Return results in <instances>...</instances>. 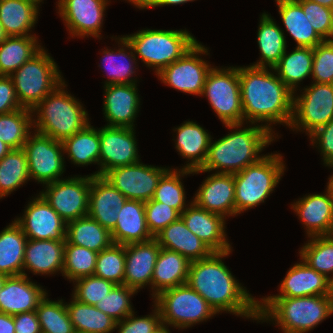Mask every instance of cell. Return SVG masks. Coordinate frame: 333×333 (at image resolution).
I'll use <instances>...</instances> for the list:
<instances>
[{
  "mask_svg": "<svg viewBox=\"0 0 333 333\" xmlns=\"http://www.w3.org/2000/svg\"><path fill=\"white\" fill-rule=\"evenodd\" d=\"M231 250L213 252L209 257L191 261L187 284L198 292L216 313L228 311L258 320L259 301L235 280L222 258Z\"/></svg>",
  "mask_w": 333,
  "mask_h": 333,
  "instance_id": "obj_1",
  "label": "cell"
},
{
  "mask_svg": "<svg viewBox=\"0 0 333 333\" xmlns=\"http://www.w3.org/2000/svg\"><path fill=\"white\" fill-rule=\"evenodd\" d=\"M240 94L244 121L285 123L293 115V92L284 82L264 67H240Z\"/></svg>",
  "mask_w": 333,
  "mask_h": 333,
  "instance_id": "obj_2",
  "label": "cell"
},
{
  "mask_svg": "<svg viewBox=\"0 0 333 333\" xmlns=\"http://www.w3.org/2000/svg\"><path fill=\"white\" fill-rule=\"evenodd\" d=\"M273 140L269 124L235 130L213 144L210 142L205 163L193 173L216 169L224 174L240 172L262 158L259 152Z\"/></svg>",
  "mask_w": 333,
  "mask_h": 333,
  "instance_id": "obj_3",
  "label": "cell"
},
{
  "mask_svg": "<svg viewBox=\"0 0 333 333\" xmlns=\"http://www.w3.org/2000/svg\"><path fill=\"white\" fill-rule=\"evenodd\" d=\"M258 303V320L277 321L284 333H305L333 314L327 295L267 297ZM271 318V319H270Z\"/></svg>",
  "mask_w": 333,
  "mask_h": 333,
  "instance_id": "obj_4",
  "label": "cell"
},
{
  "mask_svg": "<svg viewBox=\"0 0 333 333\" xmlns=\"http://www.w3.org/2000/svg\"><path fill=\"white\" fill-rule=\"evenodd\" d=\"M64 84H59L31 109L38 112L37 120L33 119L36 132L58 141L71 137L89 124L87 112L80 102L62 89Z\"/></svg>",
  "mask_w": 333,
  "mask_h": 333,
  "instance_id": "obj_5",
  "label": "cell"
},
{
  "mask_svg": "<svg viewBox=\"0 0 333 333\" xmlns=\"http://www.w3.org/2000/svg\"><path fill=\"white\" fill-rule=\"evenodd\" d=\"M156 74L181 58L198 41L186 30H142L123 37Z\"/></svg>",
  "mask_w": 333,
  "mask_h": 333,
  "instance_id": "obj_6",
  "label": "cell"
},
{
  "mask_svg": "<svg viewBox=\"0 0 333 333\" xmlns=\"http://www.w3.org/2000/svg\"><path fill=\"white\" fill-rule=\"evenodd\" d=\"M280 154L264 155L240 172L234 173L235 215L264 202L284 172Z\"/></svg>",
  "mask_w": 333,
  "mask_h": 333,
  "instance_id": "obj_7",
  "label": "cell"
},
{
  "mask_svg": "<svg viewBox=\"0 0 333 333\" xmlns=\"http://www.w3.org/2000/svg\"><path fill=\"white\" fill-rule=\"evenodd\" d=\"M59 73L52 57L42 48L10 75L19 104L33 109L62 83Z\"/></svg>",
  "mask_w": 333,
  "mask_h": 333,
  "instance_id": "obj_8",
  "label": "cell"
},
{
  "mask_svg": "<svg viewBox=\"0 0 333 333\" xmlns=\"http://www.w3.org/2000/svg\"><path fill=\"white\" fill-rule=\"evenodd\" d=\"M201 95H206L210 105L226 127L239 128L243 124V107L240 94L239 67L211 68Z\"/></svg>",
  "mask_w": 333,
  "mask_h": 333,
  "instance_id": "obj_9",
  "label": "cell"
},
{
  "mask_svg": "<svg viewBox=\"0 0 333 333\" xmlns=\"http://www.w3.org/2000/svg\"><path fill=\"white\" fill-rule=\"evenodd\" d=\"M163 324L187 328L215 315V310L188 284L160 292L154 297Z\"/></svg>",
  "mask_w": 333,
  "mask_h": 333,
  "instance_id": "obj_10",
  "label": "cell"
},
{
  "mask_svg": "<svg viewBox=\"0 0 333 333\" xmlns=\"http://www.w3.org/2000/svg\"><path fill=\"white\" fill-rule=\"evenodd\" d=\"M304 90L303 95L293 98L290 126L302 127L310 135L333 119V84L314 82Z\"/></svg>",
  "mask_w": 333,
  "mask_h": 333,
  "instance_id": "obj_11",
  "label": "cell"
},
{
  "mask_svg": "<svg viewBox=\"0 0 333 333\" xmlns=\"http://www.w3.org/2000/svg\"><path fill=\"white\" fill-rule=\"evenodd\" d=\"M91 176L57 180L46 184L43 198L67 224L88 215Z\"/></svg>",
  "mask_w": 333,
  "mask_h": 333,
  "instance_id": "obj_12",
  "label": "cell"
},
{
  "mask_svg": "<svg viewBox=\"0 0 333 333\" xmlns=\"http://www.w3.org/2000/svg\"><path fill=\"white\" fill-rule=\"evenodd\" d=\"M25 152L30 179L43 184L55 182L64 172L62 141L37 132L29 135L22 148Z\"/></svg>",
  "mask_w": 333,
  "mask_h": 333,
  "instance_id": "obj_13",
  "label": "cell"
},
{
  "mask_svg": "<svg viewBox=\"0 0 333 333\" xmlns=\"http://www.w3.org/2000/svg\"><path fill=\"white\" fill-rule=\"evenodd\" d=\"M166 168L144 165L140 162L107 171L103 177L127 200L150 201Z\"/></svg>",
  "mask_w": 333,
  "mask_h": 333,
  "instance_id": "obj_14",
  "label": "cell"
},
{
  "mask_svg": "<svg viewBox=\"0 0 333 333\" xmlns=\"http://www.w3.org/2000/svg\"><path fill=\"white\" fill-rule=\"evenodd\" d=\"M207 52V49L197 42L181 58L163 68L157 75L163 83L176 90L201 95L206 76L212 67L197 55Z\"/></svg>",
  "mask_w": 333,
  "mask_h": 333,
  "instance_id": "obj_15",
  "label": "cell"
},
{
  "mask_svg": "<svg viewBox=\"0 0 333 333\" xmlns=\"http://www.w3.org/2000/svg\"><path fill=\"white\" fill-rule=\"evenodd\" d=\"M133 130L134 128L117 126H104L99 129L98 165L100 164L101 169L92 176H103L111 169L140 162Z\"/></svg>",
  "mask_w": 333,
  "mask_h": 333,
  "instance_id": "obj_16",
  "label": "cell"
},
{
  "mask_svg": "<svg viewBox=\"0 0 333 333\" xmlns=\"http://www.w3.org/2000/svg\"><path fill=\"white\" fill-rule=\"evenodd\" d=\"M28 204L23 217L14 220L27 239L66 240V223L40 194Z\"/></svg>",
  "mask_w": 333,
  "mask_h": 333,
  "instance_id": "obj_17",
  "label": "cell"
},
{
  "mask_svg": "<svg viewBox=\"0 0 333 333\" xmlns=\"http://www.w3.org/2000/svg\"><path fill=\"white\" fill-rule=\"evenodd\" d=\"M108 0H59V12L73 36L99 37Z\"/></svg>",
  "mask_w": 333,
  "mask_h": 333,
  "instance_id": "obj_18",
  "label": "cell"
},
{
  "mask_svg": "<svg viewBox=\"0 0 333 333\" xmlns=\"http://www.w3.org/2000/svg\"><path fill=\"white\" fill-rule=\"evenodd\" d=\"M127 198L112 186L103 176L91 175L88 216L108 231L115 228L118 214Z\"/></svg>",
  "mask_w": 333,
  "mask_h": 333,
  "instance_id": "obj_19",
  "label": "cell"
},
{
  "mask_svg": "<svg viewBox=\"0 0 333 333\" xmlns=\"http://www.w3.org/2000/svg\"><path fill=\"white\" fill-rule=\"evenodd\" d=\"M193 203L208 212L235 215V180L233 174L215 173L201 185Z\"/></svg>",
  "mask_w": 333,
  "mask_h": 333,
  "instance_id": "obj_20",
  "label": "cell"
},
{
  "mask_svg": "<svg viewBox=\"0 0 333 333\" xmlns=\"http://www.w3.org/2000/svg\"><path fill=\"white\" fill-rule=\"evenodd\" d=\"M160 249L161 246L154 238L125 245L124 285L137 291L151 284Z\"/></svg>",
  "mask_w": 333,
  "mask_h": 333,
  "instance_id": "obj_21",
  "label": "cell"
},
{
  "mask_svg": "<svg viewBox=\"0 0 333 333\" xmlns=\"http://www.w3.org/2000/svg\"><path fill=\"white\" fill-rule=\"evenodd\" d=\"M181 218L188 229L198 236L213 252L231 250L226 240L225 218L219 214L208 212L193 202L182 213Z\"/></svg>",
  "mask_w": 333,
  "mask_h": 333,
  "instance_id": "obj_22",
  "label": "cell"
},
{
  "mask_svg": "<svg viewBox=\"0 0 333 333\" xmlns=\"http://www.w3.org/2000/svg\"><path fill=\"white\" fill-rule=\"evenodd\" d=\"M46 294L25 275L8 276L0 291V312L15 315L35 311Z\"/></svg>",
  "mask_w": 333,
  "mask_h": 333,
  "instance_id": "obj_23",
  "label": "cell"
},
{
  "mask_svg": "<svg viewBox=\"0 0 333 333\" xmlns=\"http://www.w3.org/2000/svg\"><path fill=\"white\" fill-rule=\"evenodd\" d=\"M104 115L109 121L107 126L130 127L138 113L140 99L135 84L104 85Z\"/></svg>",
  "mask_w": 333,
  "mask_h": 333,
  "instance_id": "obj_24",
  "label": "cell"
},
{
  "mask_svg": "<svg viewBox=\"0 0 333 333\" xmlns=\"http://www.w3.org/2000/svg\"><path fill=\"white\" fill-rule=\"evenodd\" d=\"M327 193L304 196L293 204V210L299 215L307 229L308 237L333 235V196Z\"/></svg>",
  "mask_w": 333,
  "mask_h": 333,
  "instance_id": "obj_25",
  "label": "cell"
},
{
  "mask_svg": "<svg viewBox=\"0 0 333 333\" xmlns=\"http://www.w3.org/2000/svg\"><path fill=\"white\" fill-rule=\"evenodd\" d=\"M157 243L165 249L175 251L190 262L209 257L213 251L193 234L180 217L154 236Z\"/></svg>",
  "mask_w": 333,
  "mask_h": 333,
  "instance_id": "obj_26",
  "label": "cell"
},
{
  "mask_svg": "<svg viewBox=\"0 0 333 333\" xmlns=\"http://www.w3.org/2000/svg\"><path fill=\"white\" fill-rule=\"evenodd\" d=\"M111 236L114 243L121 245L153 239L146 224L145 202L127 200L118 214Z\"/></svg>",
  "mask_w": 333,
  "mask_h": 333,
  "instance_id": "obj_27",
  "label": "cell"
},
{
  "mask_svg": "<svg viewBox=\"0 0 333 333\" xmlns=\"http://www.w3.org/2000/svg\"><path fill=\"white\" fill-rule=\"evenodd\" d=\"M287 272L286 277L280 285L281 295L269 297H304L327 295L328 278L311 268L307 263L301 261Z\"/></svg>",
  "mask_w": 333,
  "mask_h": 333,
  "instance_id": "obj_28",
  "label": "cell"
},
{
  "mask_svg": "<svg viewBox=\"0 0 333 333\" xmlns=\"http://www.w3.org/2000/svg\"><path fill=\"white\" fill-rule=\"evenodd\" d=\"M66 240L28 239L25 245L23 269L34 274L63 272L64 249Z\"/></svg>",
  "mask_w": 333,
  "mask_h": 333,
  "instance_id": "obj_29",
  "label": "cell"
},
{
  "mask_svg": "<svg viewBox=\"0 0 333 333\" xmlns=\"http://www.w3.org/2000/svg\"><path fill=\"white\" fill-rule=\"evenodd\" d=\"M190 261L178 252L160 249L151 279L153 297L160 292L187 284ZM156 289V290H155Z\"/></svg>",
  "mask_w": 333,
  "mask_h": 333,
  "instance_id": "obj_30",
  "label": "cell"
},
{
  "mask_svg": "<svg viewBox=\"0 0 333 333\" xmlns=\"http://www.w3.org/2000/svg\"><path fill=\"white\" fill-rule=\"evenodd\" d=\"M177 129L176 149L181 156L191 160L184 169L197 170L205 163L208 148L210 146V135L198 124L187 121Z\"/></svg>",
  "mask_w": 333,
  "mask_h": 333,
  "instance_id": "obj_31",
  "label": "cell"
},
{
  "mask_svg": "<svg viewBox=\"0 0 333 333\" xmlns=\"http://www.w3.org/2000/svg\"><path fill=\"white\" fill-rule=\"evenodd\" d=\"M27 237L14 221L0 233V273L6 276L25 275L23 270Z\"/></svg>",
  "mask_w": 333,
  "mask_h": 333,
  "instance_id": "obj_32",
  "label": "cell"
},
{
  "mask_svg": "<svg viewBox=\"0 0 333 333\" xmlns=\"http://www.w3.org/2000/svg\"><path fill=\"white\" fill-rule=\"evenodd\" d=\"M38 15V5L30 0H0V23L7 36L28 34Z\"/></svg>",
  "mask_w": 333,
  "mask_h": 333,
  "instance_id": "obj_33",
  "label": "cell"
},
{
  "mask_svg": "<svg viewBox=\"0 0 333 333\" xmlns=\"http://www.w3.org/2000/svg\"><path fill=\"white\" fill-rule=\"evenodd\" d=\"M286 31L297 42V47L314 48L324 40L312 27L302 6L296 0H275Z\"/></svg>",
  "mask_w": 333,
  "mask_h": 333,
  "instance_id": "obj_34",
  "label": "cell"
},
{
  "mask_svg": "<svg viewBox=\"0 0 333 333\" xmlns=\"http://www.w3.org/2000/svg\"><path fill=\"white\" fill-rule=\"evenodd\" d=\"M65 239L70 244L85 247L97 253L114 243L111 232L88 215L67 223Z\"/></svg>",
  "mask_w": 333,
  "mask_h": 333,
  "instance_id": "obj_35",
  "label": "cell"
},
{
  "mask_svg": "<svg viewBox=\"0 0 333 333\" xmlns=\"http://www.w3.org/2000/svg\"><path fill=\"white\" fill-rule=\"evenodd\" d=\"M35 36H7L0 43V75L10 76L42 47Z\"/></svg>",
  "mask_w": 333,
  "mask_h": 333,
  "instance_id": "obj_36",
  "label": "cell"
},
{
  "mask_svg": "<svg viewBox=\"0 0 333 333\" xmlns=\"http://www.w3.org/2000/svg\"><path fill=\"white\" fill-rule=\"evenodd\" d=\"M282 31L268 14H262L257 35L261 60L251 66L272 69L280 61L286 51V37Z\"/></svg>",
  "mask_w": 333,
  "mask_h": 333,
  "instance_id": "obj_37",
  "label": "cell"
},
{
  "mask_svg": "<svg viewBox=\"0 0 333 333\" xmlns=\"http://www.w3.org/2000/svg\"><path fill=\"white\" fill-rule=\"evenodd\" d=\"M313 48L296 47L290 54L285 53L280 61L272 68L276 75L293 92L296 85L303 79L312 75Z\"/></svg>",
  "mask_w": 333,
  "mask_h": 333,
  "instance_id": "obj_38",
  "label": "cell"
},
{
  "mask_svg": "<svg viewBox=\"0 0 333 333\" xmlns=\"http://www.w3.org/2000/svg\"><path fill=\"white\" fill-rule=\"evenodd\" d=\"M75 331L87 333H110L116 321L97 307L79 302L74 297L66 304Z\"/></svg>",
  "mask_w": 333,
  "mask_h": 333,
  "instance_id": "obj_39",
  "label": "cell"
},
{
  "mask_svg": "<svg viewBox=\"0 0 333 333\" xmlns=\"http://www.w3.org/2000/svg\"><path fill=\"white\" fill-rule=\"evenodd\" d=\"M63 151L67 152L71 161L78 165L99 162L100 137L99 130L88 124L83 130L62 141Z\"/></svg>",
  "mask_w": 333,
  "mask_h": 333,
  "instance_id": "obj_40",
  "label": "cell"
},
{
  "mask_svg": "<svg viewBox=\"0 0 333 333\" xmlns=\"http://www.w3.org/2000/svg\"><path fill=\"white\" fill-rule=\"evenodd\" d=\"M31 109L20 108L8 114H0V140L11 149H21L31 134L33 126ZM30 132V133H29Z\"/></svg>",
  "mask_w": 333,
  "mask_h": 333,
  "instance_id": "obj_41",
  "label": "cell"
},
{
  "mask_svg": "<svg viewBox=\"0 0 333 333\" xmlns=\"http://www.w3.org/2000/svg\"><path fill=\"white\" fill-rule=\"evenodd\" d=\"M30 179L28 162L24 150L12 149L0 160V198Z\"/></svg>",
  "mask_w": 333,
  "mask_h": 333,
  "instance_id": "obj_42",
  "label": "cell"
},
{
  "mask_svg": "<svg viewBox=\"0 0 333 333\" xmlns=\"http://www.w3.org/2000/svg\"><path fill=\"white\" fill-rule=\"evenodd\" d=\"M51 301L45 296L38 304L36 311L42 333H74V327L66 304Z\"/></svg>",
  "mask_w": 333,
  "mask_h": 333,
  "instance_id": "obj_43",
  "label": "cell"
},
{
  "mask_svg": "<svg viewBox=\"0 0 333 333\" xmlns=\"http://www.w3.org/2000/svg\"><path fill=\"white\" fill-rule=\"evenodd\" d=\"M309 241L299 252L301 259L328 278L333 273V235L313 236Z\"/></svg>",
  "mask_w": 333,
  "mask_h": 333,
  "instance_id": "obj_44",
  "label": "cell"
},
{
  "mask_svg": "<svg viewBox=\"0 0 333 333\" xmlns=\"http://www.w3.org/2000/svg\"><path fill=\"white\" fill-rule=\"evenodd\" d=\"M97 252L65 242L63 276L70 281L94 275Z\"/></svg>",
  "mask_w": 333,
  "mask_h": 333,
  "instance_id": "obj_45",
  "label": "cell"
},
{
  "mask_svg": "<svg viewBox=\"0 0 333 333\" xmlns=\"http://www.w3.org/2000/svg\"><path fill=\"white\" fill-rule=\"evenodd\" d=\"M181 171V172H180ZM168 170L160 179L155 190L153 200L161 202L177 210L180 214L186 209L185 191L180 181L181 175L191 174L193 171L182 168V170Z\"/></svg>",
  "mask_w": 333,
  "mask_h": 333,
  "instance_id": "obj_46",
  "label": "cell"
},
{
  "mask_svg": "<svg viewBox=\"0 0 333 333\" xmlns=\"http://www.w3.org/2000/svg\"><path fill=\"white\" fill-rule=\"evenodd\" d=\"M124 271L125 245L113 243L97 254L94 276L124 285Z\"/></svg>",
  "mask_w": 333,
  "mask_h": 333,
  "instance_id": "obj_47",
  "label": "cell"
},
{
  "mask_svg": "<svg viewBox=\"0 0 333 333\" xmlns=\"http://www.w3.org/2000/svg\"><path fill=\"white\" fill-rule=\"evenodd\" d=\"M120 42L123 44V47L125 46L126 48H129L128 50H131L130 53L126 52L124 48H120L117 50V52H114L110 49L104 50L103 54L105 57L102 59L104 64L107 63L106 69L109 72V79L108 82L105 83V85H110V84H135V80H131L130 76L135 73L133 71V67L131 62L133 61L134 63L136 62V56L133 54V48L132 46L123 38H119ZM116 53V54H115ZM129 55H128V54ZM116 58V60H115ZM117 58H120L119 61L116 63L118 60ZM124 60H127L126 62ZM124 61V62H121ZM129 61V63H128ZM131 61V62H130Z\"/></svg>",
  "mask_w": 333,
  "mask_h": 333,
  "instance_id": "obj_48",
  "label": "cell"
},
{
  "mask_svg": "<svg viewBox=\"0 0 333 333\" xmlns=\"http://www.w3.org/2000/svg\"><path fill=\"white\" fill-rule=\"evenodd\" d=\"M136 292L138 291L126 285H116L101 301L95 304V307L116 322L122 321L134 313L129 300L130 296Z\"/></svg>",
  "mask_w": 333,
  "mask_h": 333,
  "instance_id": "obj_49",
  "label": "cell"
},
{
  "mask_svg": "<svg viewBox=\"0 0 333 333\" xmlns=\"http://www.w3.org/2000/svg\"><path fill=\"white\" fill-rule=\"evenodd\" d=\"M76 286L73 297L79 302L93 305L101 301L116 284L103 278L86 276L75 280Z\"/></svg>",
  "mask_w": 333,
  "mask_h": 333,
  "instance_id": "obj_50",
  "label": "cell"
},
{
  "mask_svg": "<svg viewBox=\"0 0 333 333\" xmlns=\"http://www.w3.org/2000/svg\"><path fill=\"white\" fill-rule=\"evenodd\" d=\"M316 33L324 40L333 38V9L310 0H296ZM329 37V38H328ZM331 37V38H330ZM328 38V39H327Z\"/></svg>",
  "mask_w": 333,
  "mask_h": 333,
  "instance_id": "obj_51",
  "label": "cell"
},
{
  "mask_svg": "<svg viewBox=\"0 0 333 333\" xmlns=\"http://www.w3.org/2000/svg\"><path fill=\"white\" fill-rule=\"evenodd\" d=\"M312 78L315 83L333 84V40L313 48Z\"/></svg>",
  "mask_w": 333,
  "mask_h": 333,
  "instance_id": "obj_52",
  "label": "cell"
},
{
  "mask_svg": "<svg viewBox=\"0 0 333 333\" xmlns=\"http://www.w3.org/2000/svg\"><path fill=\"white\" fill-rule=\"evenodd\" d=\"M145 214L148 230L153 237L181 217L177 210L153 199L145 202Z\"/></svg>",
  "mask_w": 333,
  "mask_h": 333,
  "instance_id": "obj_53",
  "label": "cell"
},
{
  "mask_svg": "<svg viewBox=\"0 0 333 333\" xmlns=\"http://www.w3.org/2000/svg\"><path fill=\"white\" fill-rule=\"evenodd\" d=\"M162 323L159 309L155 307L153 315L134 317L131 313L122 321L116 322L118 333H152Z\"/></svg>",
  "mask_w": 333,
  "mask_h": 333,
  "instance_id": "obj_54",
  "label": "cell"
},
{
  "mask_svg": "<svg viewBox=\"0 0 333 333\" xmlns=\"http://www.w3.org/2000/svg\"><path fill=\"white\" fill-rule=\"evenodd\" d=\"M312 143L319 142V147L323 155L324 163L333 165V119L326 125L316 129L309 135ZM317 140V141H316Z\"/></svg>",
  "mask_w": 333,
  "mask_h": 333,
  "instance_id": "obj_55",
  "label": "cell"
},
{
  "mask_svg": "<svg viewBox=\"0 0 333 333\" xmlns=\"http://www.w3.org/2000/svg\"><path fill=\"white\" fill-rule=\"evenodd\" d=\"M22 108L10 76L0 75V114H8Z\"/></svg>",
  "mask_w": 333,
  "mask_h": 333,
  "instance_id": "obj_56",
  "label": "cell"
},
{
  "mask_svg": "<svg viewBox=\"0 0 333 333\" xmlns=\"http://www.w3.org/2000/svg\"><path fill=\"white\" fill-rule=\"evenodd\" d=\"M15 333H42L36 311L13 315Z\"/></svg>",
  "mask_w": 333,
  "mask_h": 333,
  "instance_id": "obj_57",
  "label": "cell"
},
{
  "mask_svg": "<svg viewBox=\"0 0 333 333\" xmlns=\"http://www.w3.org/2000/svg\"><path fill=\"white\" fill-rule=\"evenodd\" d=\"M13 315L0 312V333H15Z\"/></svg>",
  "mask_w": 333,
  "mask_h": 333,
  "instance_id": "obj_58",
  "label": "cell"
},
{
  "mask_svg": "<svg viewBox=\"0 0 333 333\" xmlns=\"http://www.w3.org/2000/svg\"><path fill=\"white\" fill-rule=\"evenodd\" d=\"M189 1L193 0H147V2L144 4V6L141 9L144 8H152L157 6H164V5H177V4H183Z\"/></svg>",
  "mask_w": 333,
  "mask_h": 333,
  "instance_id": "obj_59",
  "label": "cell"
},
{
  "mask_svg": "<svg viewBox=\"0 0 333 333\" xmlns=\"http://www.w3.org/2000/svg\"><path fill=\"white\" fill-rule=\"evenodd\" d=\"M12 149L0 140V160H2Z\"/></svg>",
  "mask_w": 333,
  "mask_h": 333,
  "instance_id": "obj_60",
  "label": "cell"
},
{
  "mask_svg": "<svg viewBox=\"0 0 333 333\" xmlns=\"http://www.w3.org/2000/svg\"><path fill=\"white\" fill-rule=\"evenodd\" d=\"M327 297L333 305V277H328V293Z\"/></svg>",
  "mask_w": 333,
  "mask_h": 333,
  "instance_id": "obj_61",
  "label": "cell"
},
{
  "mask_svg": "<svg viewBox=\"0 0 333 333\" xmlns=\"http://www.w3.org/2000/svg\"><path fill=\"white\" fill-rule=\"evenodd\" d=\"M310 1L333 9V0H310Z\"/></svg>",
  "mask_w": 333,
  "mask_h": 333,
  "instance_id": "obj_62",
  "label": "cell"
},
{
  "mask_svg": "<svg viewBox=\"0 0 333 333\" xmlns=\"http://www.w3.org/2000/svg\"><path fill=\"white\" fill-rule=\"evenodd\" d=\"M152 333H170L165 324L161 323Z\"/></svg>",
  "mask_w": 333,
  "mask_h": 333,
  "instance_id": "obj_63",
  "label": "cell"
},
{
  "mask_svg": "<svg viewBox=\"0 0 333 333\" xmlns=\"http://www.w3.org/2000/svg\"><path fill=\"white\" fill-rule=\"evenodd\" d=\"M132 2L135 6H138V8H142L144 4L147 2V0H128Z\"/></svg>",
  "mask_w": 333,
  "mask_h": 333,
  "instance_id": "obj_64",
  "label": "cell"
},
{
  "mask_svg": "<svg viewBox=\"0 0 333 333\" xmlns=\"http://www.w3.org/2000/svg\"><path fill=\"white\" fill-rule=\"evenodd\" d=\"M7 37L2 24L0 23V43Z\"/></svg>",
  "mask_w": 333,
  "mask_h": 333,
  "instance_id": "obj_65",
  "label": "cell"
},
{
  "mask_svg": "<svg viewBox=\"0 0 333 333\" xmlns=\"http://www.w3.org/2000/svg\"><path fill=\"white\" fill-rule=\"evenodd\" d=\"M332 167H333V165H332ZM327 188L331 191V194L333 196V175L329 178Z\"/></svg>",
  "mask_w": 333,
  "mask_h": 333,
  "instance_id": "obj_66",
  "label": "cell"
},
{
  "mask_svg": "<svg viewBox=\"0 0 333 333\" xmlns=\"http://www.w3.org/2000/svg\"><path fill=\"white\" fill-rule=\"evenodd\" d=\"M7 277L8 276L0 273V291H1L2 287H3V285H4V282H5V280H6Z\"/></svg>",
  "mask_w": 333,
  "mask_h": 333,
  "instance_id": "obj_67",
  "label": "cell"
},
{
  "mask_svg": "<svg viewBox=\"0 0 333 333\" xmlns=\"http://www.w3.org/2000/svg\"><path fill=\"white\" fill-rule=\"evenodd\" d=\"M30 1H32V2H34L36 4H39L42 0H30Z\"/></svg>",
  "mask_w": 333,
  "mask_h": 333,
  "instance_id": "obj_68",
  "label": "cell"
},
{
  "mask_svg": "<svg viewBox=\"0 0 333 333\" xmlns=\"http://www.w3.org/2000/svg\"><path fill=\"white\" fill-rule=\"evenodd\" d=\"M74 333H87V332H80V331H75Z\"/></svg>",
  "mask_w": 333,
  "mask_h": 333,
  "instance_id": "obj_69",
  "label": "cell"
}]
</instances>
